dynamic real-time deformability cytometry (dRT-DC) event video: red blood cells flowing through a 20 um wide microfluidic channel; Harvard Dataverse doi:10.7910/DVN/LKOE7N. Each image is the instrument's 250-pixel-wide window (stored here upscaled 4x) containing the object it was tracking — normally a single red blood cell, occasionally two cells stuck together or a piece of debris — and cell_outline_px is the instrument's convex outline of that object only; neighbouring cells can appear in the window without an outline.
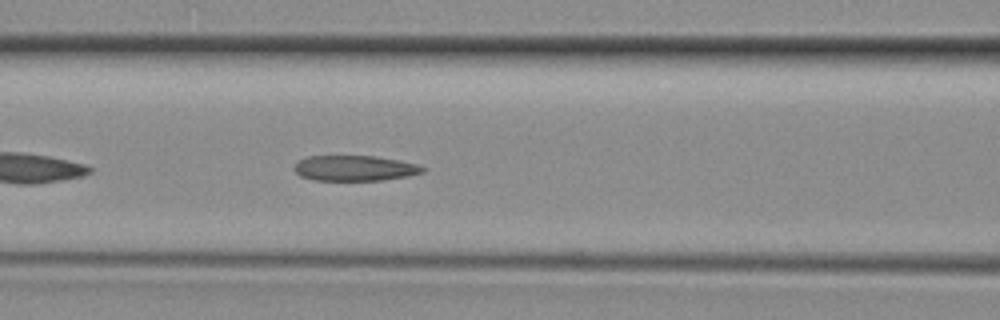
{"species": "common noctule bat (a hibernating species)", "species_latin": "Nyctalus noctula", "temperature_condition": "room temperature", "stored_images_in_passage": 20, "camera_frame_rate_fps": 3000, "um_per_image_px": 0.085, "animal": {"sex": "female", "body_mass_g": 29.2, "forearm_length_mm": 56.3}, "frame": {"image": 1, "passage_image": 12, "time_ms": 3.667, "image_size_px": [1000, 320], "cell_outline_px": [[424, 172], [408, 176], [380, 180], [312, 180], [300, 176], [296, 172], [296, 164], [300, 160], [308, 156], [376, 156], [400, 160], [416, 164], [424, 168]], "centroid_in_image_um": [30.16, 14.29], "position_along_channel_um": 136.4, "area_um2": 18.84}}